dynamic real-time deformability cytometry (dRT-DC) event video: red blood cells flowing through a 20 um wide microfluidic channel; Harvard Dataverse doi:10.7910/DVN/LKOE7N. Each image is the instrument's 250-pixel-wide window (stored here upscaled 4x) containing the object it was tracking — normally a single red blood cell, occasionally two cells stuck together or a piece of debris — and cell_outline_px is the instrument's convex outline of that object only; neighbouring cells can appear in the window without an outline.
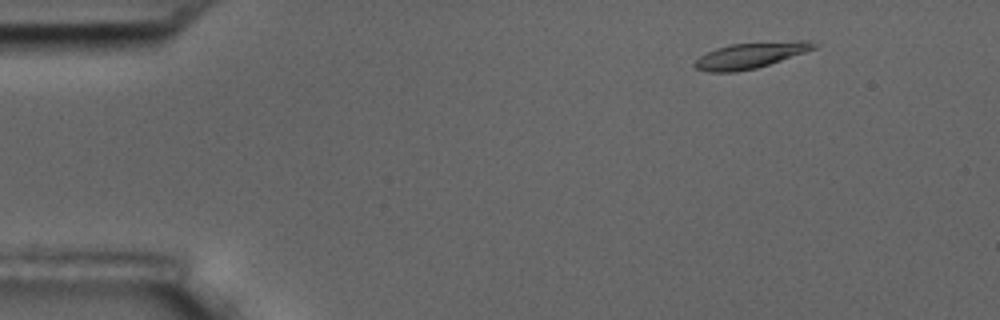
{"species": "common noctule bat (a hibernating species)", "species_latin": "Nyctalus noctula", "temperature_condition": "room temperature", "stored_images_in_passage": 5, "camera_frame_rate_fps": 3000, "um_per_image_px": 0.085, "animal": {"sex": "male", "body_mass_g": 17.5, "forearm_length_mm": 52.3}, "frame": {"image": 1, "passage_image": 2, "time_ms": 1.333, "image_size_px": [1000, 320], "cell_outline_px": [[820, 44], [816, 48], [756, 68], [736, 72], [708, 72], [696, 68], [692, 64], [700, 56], [716, 48], [728, 44], [796, 40], [808, 40]], "centroid_in_image_um": [63.79, 4.69], "position_along_channel_um": 21.2, "area_um2": 17.92}}
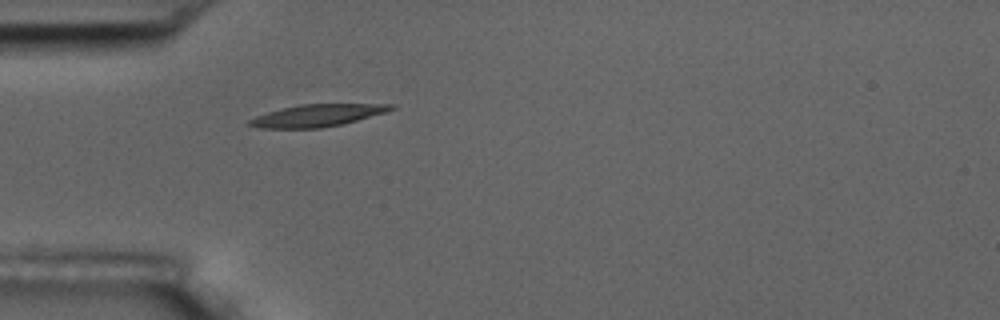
{"frame": {"image": 2, "passage_image": 5, "time_ms": 4.667, "image_size_px": [1000, 320], "cell_outline_px": [[396, 108], [384, 112], [344, 124], [320, 128], [256, 128], [244, 124], [248, 120], [256, 116], [280, 108], [300, 104], [396, 104]], "centroid_in_image_um": [26.91, 9.82], "position_along_channel_um": 58.1, "area_um2": 18.38}}